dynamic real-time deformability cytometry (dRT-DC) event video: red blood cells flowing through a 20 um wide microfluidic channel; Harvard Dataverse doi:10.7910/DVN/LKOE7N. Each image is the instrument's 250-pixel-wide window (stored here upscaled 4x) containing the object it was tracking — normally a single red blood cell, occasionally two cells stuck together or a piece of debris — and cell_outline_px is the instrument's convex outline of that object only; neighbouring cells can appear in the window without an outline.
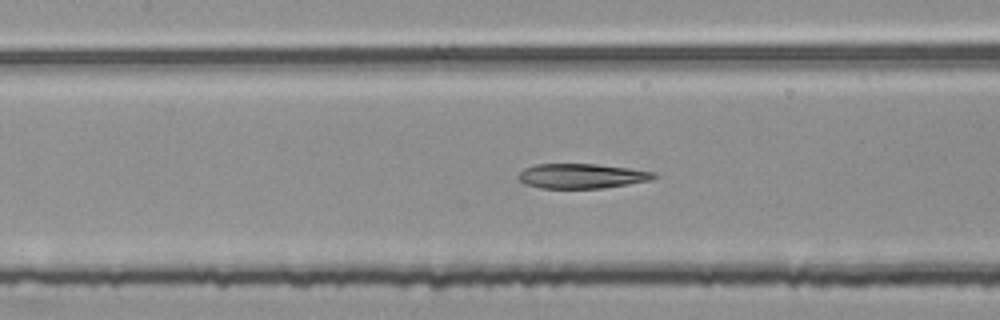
{"species": "common noctule bat (a hibernating species)", "species_latin": "Nyctalus noctula", "temperature_condition": "room temperature", "stored_images_in_passage": 53, "segment_of_instrument_passage": [2, 2], "camera_frame_rate_fps": 3000, "um_per_image_px": 0.085, "animal": {"sex": "female", "body_mass_g": 25.1}, "frame": {"image": 1, "passage_image": 23, "time_ms": 7.333, "image_size_px": [1000, 320], "cell_outline_px": [[660, 176], [652, 180], [604, 188], [540, 188], [528, 184], [520, 180], [516, 176], [524, 168], [536, 164], [596, 164], [628, 168], [656, 172]], "centroid_in_image_um": [49.49, 14.96], "position_along_channel_um": 157.9, "area_um2": 19.59}}
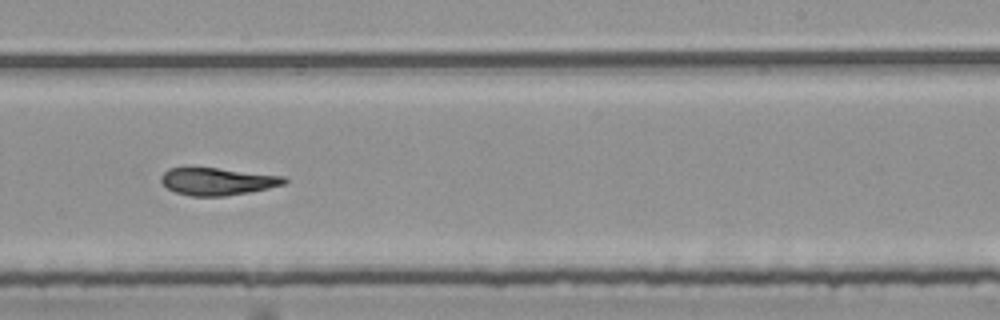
{"frame": {"image": 2, "passage_image": 32, "time_ms": 10.333, "image_size_px": [1000, 320], "cell_outline_px": [[288, 180], [284, 184], [268, 188], [248, 192], [224, 196], [192, 196], [176, 192], [168, 188], [160, 180], [160, 176], [168, 168], [188, 164], [284, 176]], "centroid_in_image_um": [18.4, 15.37], "position_along_channel_um": 270.6, "area_um2": 20.23}}
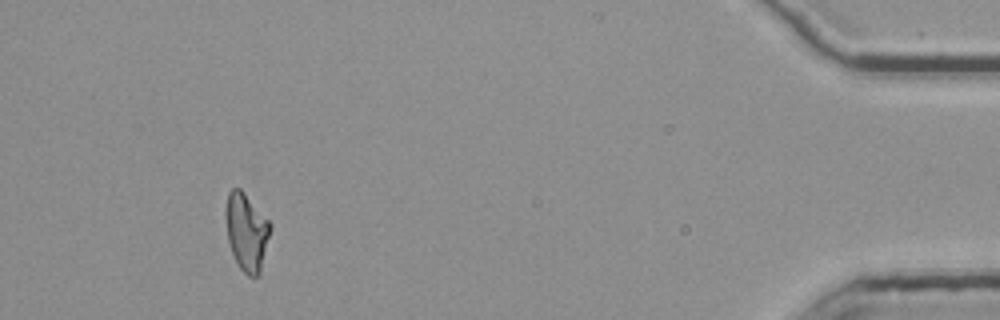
{"frame": {"image": 3, "passage_image": 49, "time_ms": 16.0, "image_size_px": [1000, 320], "cell_outline_px": [[272, 228], [260, 276], [248, 276], [240, 268], [232, 252], [228, 240], [228, 192], [232, 188], [240, 188], [244, 192], [272, 224]], "centroid_in_image_um": [21.03, 19.76], "position_along_channel_um": 414.2, "area_um2": 19.71}}